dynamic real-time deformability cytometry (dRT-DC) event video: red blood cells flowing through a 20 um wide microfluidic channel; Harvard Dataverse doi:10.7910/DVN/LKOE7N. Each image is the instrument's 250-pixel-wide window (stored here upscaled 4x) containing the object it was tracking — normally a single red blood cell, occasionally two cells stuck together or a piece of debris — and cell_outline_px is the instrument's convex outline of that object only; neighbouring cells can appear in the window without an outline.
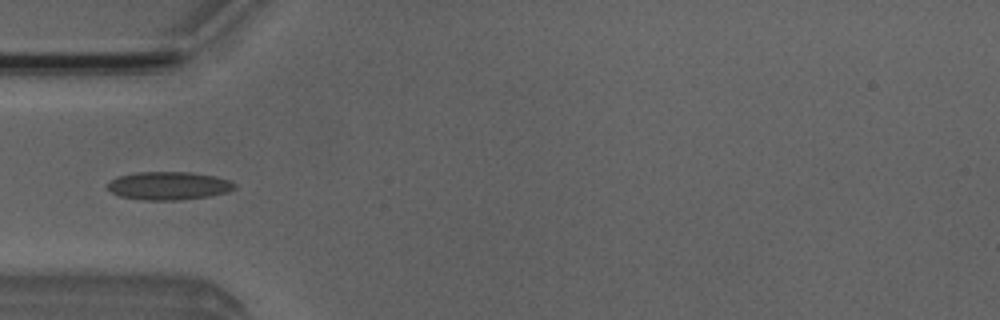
{"species": "Egyptian fruit bat (a non-hibernating species)", "species_latin": "Rousettus aegyptiacus", "temperature_condition": "room temperature", "stored_images_in_passage": 3, "camera_frame_rate_fps": 3000, "um_per_image_px": 0.085, "animal": {"sex": "male"}, "frame": {"image": 1, "passage_image": 3, "time_ms": 2.333, "image_size_px": [1000, 320], "cell_outline_px": [[236, 188], [228, 192], [212, 196], [180, 200], [144, 200], [120, 196], [112, 192], [108, 188], [108, 180], [116, 176], [136, 172], [192, 172], [216, 176], [228, 180], [236, 184]], "centroid_in_image_um": [14.35, 15.78], "position_along_channel_um": 70.7, "area_um2": 21.1}}